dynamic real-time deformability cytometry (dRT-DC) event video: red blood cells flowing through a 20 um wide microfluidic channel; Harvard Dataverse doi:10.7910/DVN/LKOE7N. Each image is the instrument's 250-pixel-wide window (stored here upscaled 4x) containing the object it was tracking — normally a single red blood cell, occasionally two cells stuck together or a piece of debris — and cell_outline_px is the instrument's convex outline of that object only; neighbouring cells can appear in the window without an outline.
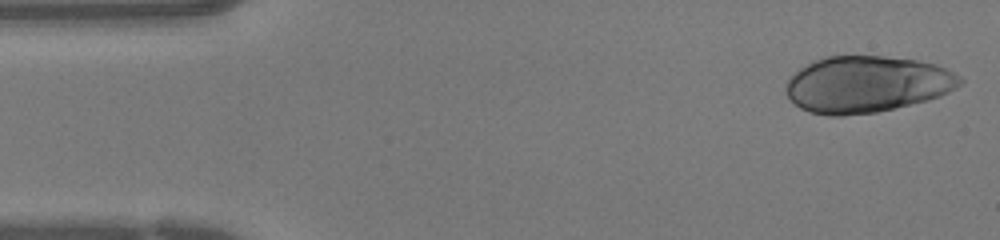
{"species": "human", "species_latin": "Homo sapiens", "temperature_condition": "warm", "stored_images_in_passage": 14, "camera_frame_rate_fps": 3000, "um_per_image_px": 0.085, "donor": {"sex": "female"}, "frame": {"image": 1, "passage_image": 1, "time_ms": 0.0, "image_size_px": [1000, 240], "cell_outline_px": [[964, 80], [956, 88], [940, 96], [928, 100], [876, 112], [844, 116], [828, 116], [808, 112], [800, 108], [788, 96], [784, 88], [784, 84], [800, 68], [812, 60], [824, 56], [884, 56], [916, 60], [936, 64], [960, 76]], "centroid_in_image_um": [73.65, 7.16], "position_along_channel_um": 11.3, "area_um2": 57.51}}
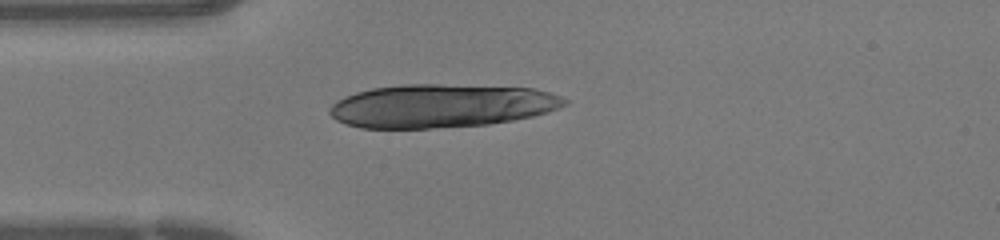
{"frame": {"image": 2, "passage_image": 10, "time_ms": 3.0, "image_size_px": [1000, 240], "cell_outline_px": [[568, 104], [560, 108], [548, 112], [532, 116], [512, 120], [488, 124], [432, 128], [360, 128], [336, 120], [328, 112], [328, 108], [336, 100], [344, 96], [356, 92], [372, 88], [404, 84], [440, 84], [536, 88], [560, 96], [568, 100]], "centroid_in_image_um": [37.5, 8.99], "position_along_channel_um": 47.5, "area_um2": 59.59}}